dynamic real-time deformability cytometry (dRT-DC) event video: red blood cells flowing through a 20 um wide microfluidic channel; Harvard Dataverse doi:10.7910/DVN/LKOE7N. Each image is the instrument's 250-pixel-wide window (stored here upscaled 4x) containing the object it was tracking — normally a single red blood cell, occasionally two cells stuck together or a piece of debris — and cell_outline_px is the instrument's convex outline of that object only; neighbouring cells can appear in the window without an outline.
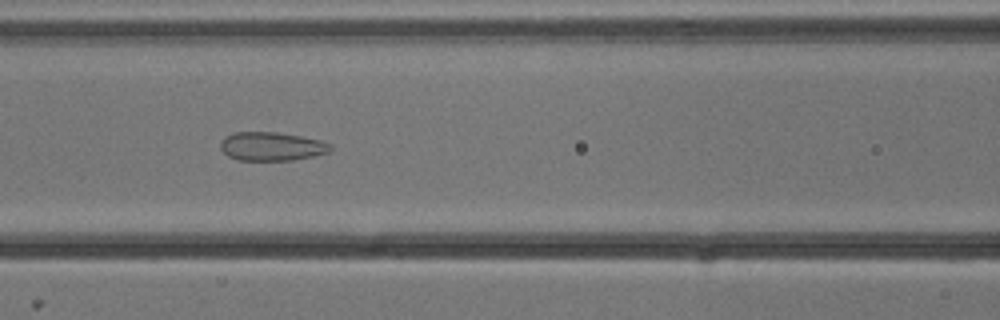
{"species": "common noctule bat (a hibernating species)", "species_latin": "Nyctalus noctula", "temperature_condition": "cold", "stored_images_in_passage": 7, "camera_frame_rate_fps": 3000, "um_per_image_px": 0.085, "animal": {"sex": "male", "body_mass_g": 13.3}, "frame": {"image": 1, "passage_image": 5, "time_ms": 1.333, "image_size_px": [1000, 320], "cell_outline_px": [[332, 152], [292, 160], [240, 160], [228, 156], [220, 148], [220, 140], [224, 136], [232, 132], [276, 132], [300, 136], [320, 140], [332, 144]], "centroid_in_image_um": [23.08, 12.43], "position_along_channel_um": 143.5, "area_um2": 18.5}}
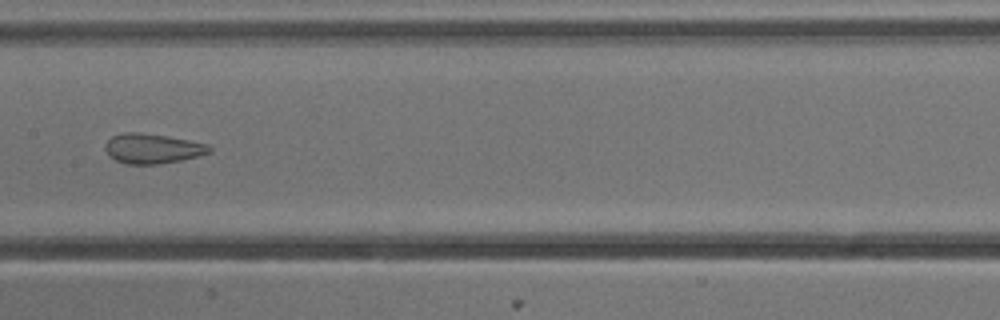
{"frame": {"image": 2, "passage_image": 6, "time_ms": 1.667, "image_size_px": [1000, 320], "cell_outline_px": [[212, 152], [180, 160], [156, 164], [128, 164], [116, 160], [104, 148], [108, 140], [112, 136], [124, 132], [140, 132], [188, 140], [208, 144], [212, 148]], "centroid_in_image_um": [12.97, 12.62], "position_along_channel_um": 194.4, "area_um2": 17.8}}
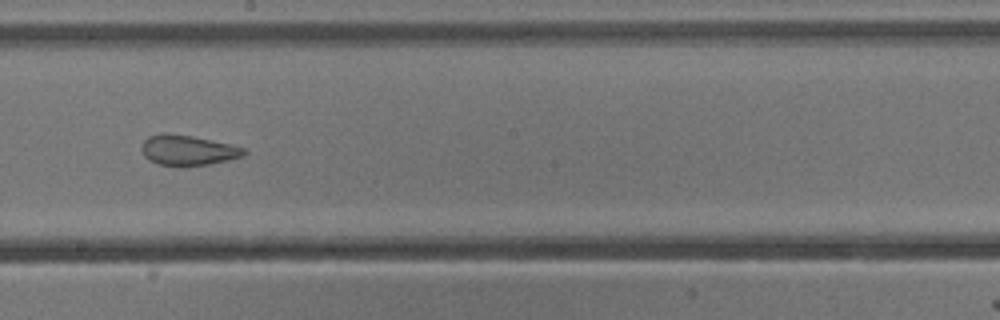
{"frame": {"image": 3, "passage_image": 7, "time_ms": 2.0, "image_size_px": [1000, 320], "cell_outline_px": [[248, 152], [244, 156], [228, 160], [208, 164], [180, 168], [160, 164], [148, 160], [144, 156], [144, 140], [148, 136], [164, 132], [192, 136], [232, 144], [244, 148]], "centroid_in_image_um": [16.0, 12.78], "position_along_channel_um": 232.2, "area_um2": 18.26}}